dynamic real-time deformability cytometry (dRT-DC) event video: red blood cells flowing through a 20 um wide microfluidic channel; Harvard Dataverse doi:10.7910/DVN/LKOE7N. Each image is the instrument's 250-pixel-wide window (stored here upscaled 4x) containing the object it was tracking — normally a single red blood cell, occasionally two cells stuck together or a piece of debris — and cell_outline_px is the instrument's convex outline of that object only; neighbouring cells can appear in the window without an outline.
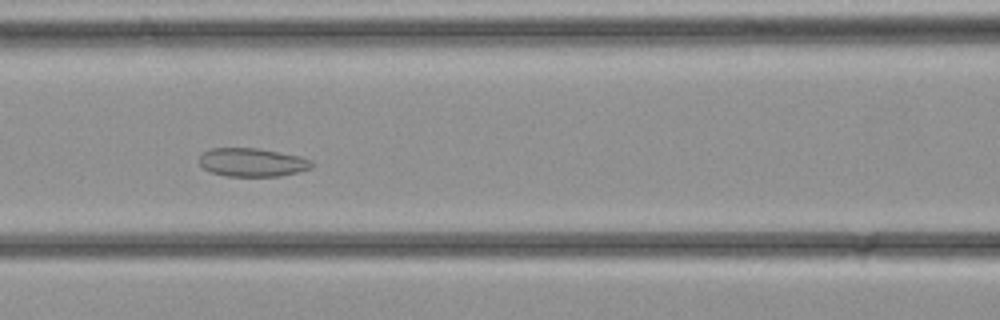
{"species": "common noctule bat (a hibernating species)", "species_latin": "Nyctalus noctula", "temperature_condition": "cold", "stored_images_in_passage": 36, "camera_frame_rate_fps": 3000, "um_per_image_px": 0.085, "animal": {"sex": "female", "body_mass_g": 21.9}, "frame": {"image": 1, "passage_image": 15, "time_ms": 4.667, "image_size_px": [1000, 320], "cell_outline_px": [[316, 164], [312, 168], [280, 176], [228, 176], [212, 172], [204, 168], [200, 164], [200, 156], [204, 152], [212, 148], [256, 148], [300, 156], [312, 160]], "centroid_in_image_um": [21.49, 13.8], "position_along_channel_um": 145.1, "area_um2": 18.55}}
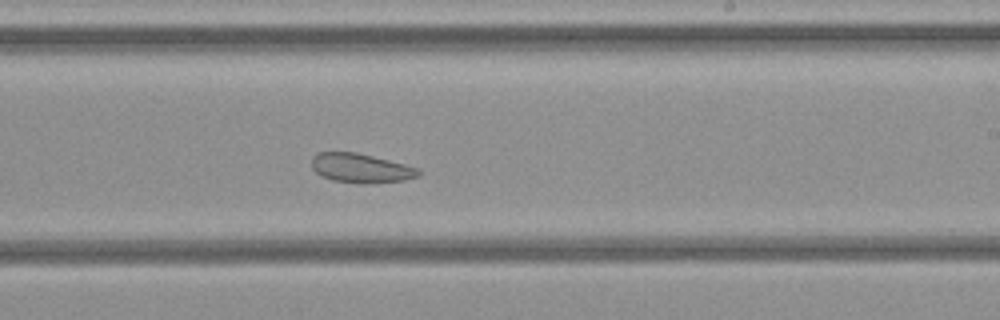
{"frame": {"image": 2, "passage_image": 21, "time_ms": 6.667, "image_size_px": [1000, 320], "cell_outline_px": [[420, 176], [404, 180], [372, 184], [332, 180], [320, 176], [312, 168], [312, 156], [316, 152], [356, 152], [420, 168]], "centroid_in_image_um": [30.67, 14.29], "position_along_channel_um": 258.3, "area_um2": 18.26}}
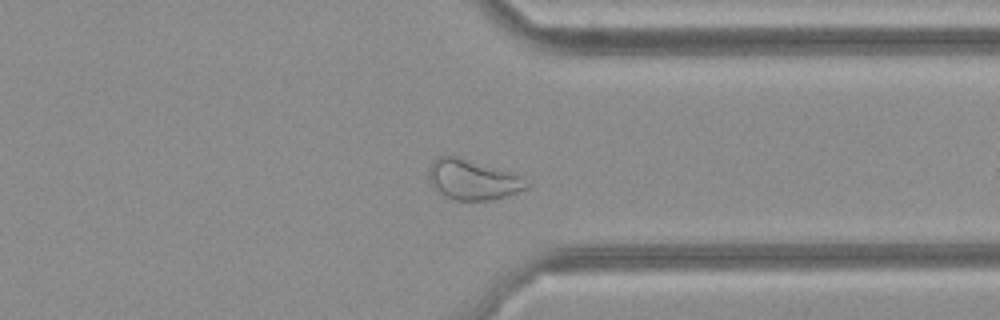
{"frame": {"image": 3, "passage_image": 27, "time_ms": 8.667, "image_size_px": [1000, 320], "cell_outline_px": [[532, 184], [528, 188], [492, 200], [456, 200], [444, 196], [432, 184], [428, 176], [428, 168], [432, 160], [436, 156], [460, 156], [520, 176]], "centroid_in_image_um": [40.15, 15.26], "position_along_channel_um": 371.2, "area_um2": 22.77}}